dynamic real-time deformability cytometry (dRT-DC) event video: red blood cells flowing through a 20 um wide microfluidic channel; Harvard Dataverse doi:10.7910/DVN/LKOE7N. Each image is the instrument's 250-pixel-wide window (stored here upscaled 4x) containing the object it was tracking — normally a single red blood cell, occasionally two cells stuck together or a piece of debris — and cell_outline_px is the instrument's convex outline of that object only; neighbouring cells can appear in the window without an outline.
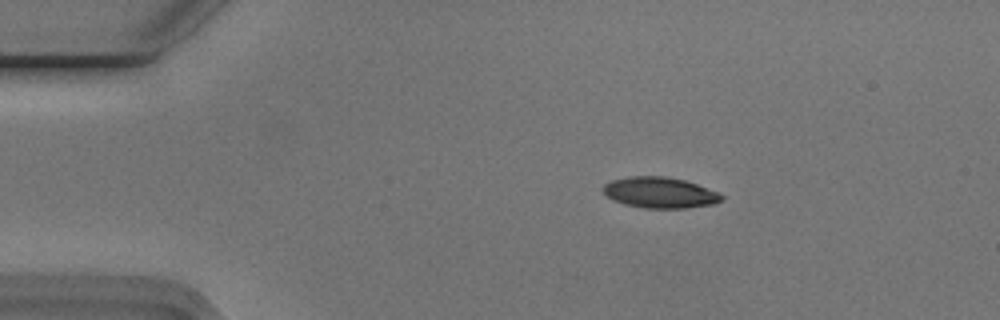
{"species": "Egyptian fruit bat (a non-hibernating species)", "species_latin": "Rousettus aegyptiacus", "temperature_condition": "cold", "stored_images_in_passage": 47, "camera_frame_rate_fps": 3000, "um_per_image_px": 0.085, "animal": {"sex": "male"}, "frame": {"image": 1, "passage_image": 2, "time_ms": 0.333, "image_size_px": [1000, 320], "cell_outline_px": [[724, 196], [720, 200], [712, 204], [684, 208], [644, 208], [624, 204], [612, 200], [600, 188], [604, 184], [612, 180], [628, 176], [664, 176], [684, 180], [720, 192]], "centroid_in_image_um": [56.06, 16.36], "position_along_channel_um": 28.9, "area_um2": 21.33}}
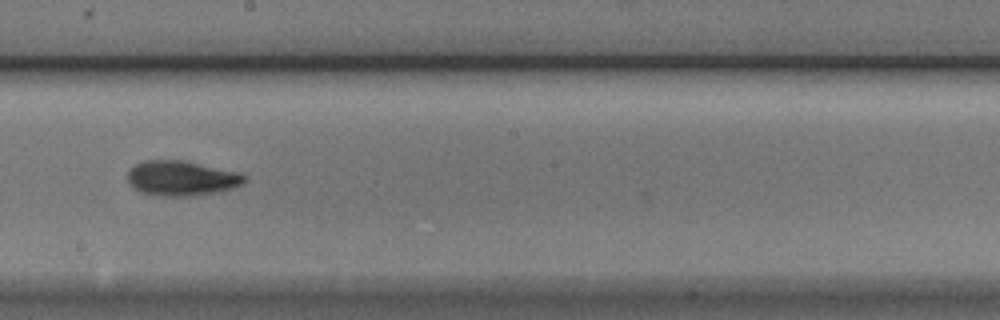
{"frame": {"image": 2, "passage_image": 23, "time_ms": 7.333, "image_size_px": [1000, 320], "cell_outline_px": [[248, 180], [232, 188], [220, 192], [188, 196], [160, 196], [140, 192], [132, 188], [128, 180], [128, 168], [144, 160], [184, 160], [240, 172], [248, 176]], "centroid_in_image_um": [15.44, 15.14], "position_along_channel_um": 232.8, "area_um2": 24.16}}
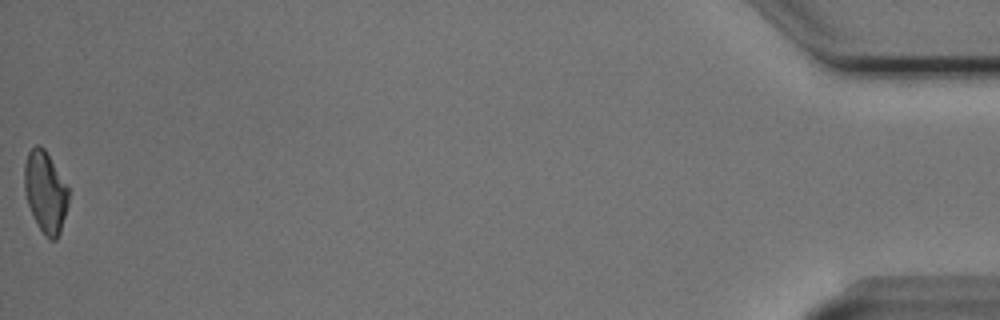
{"frame": {"image": 3, "passage_image": 47, "time_ms": 15.333, "image_size_px": [1000, 320], "cell_outline_px": [[68, 204], [60, 232], [56, 240], [52, 240], [44, 236], [28, 204], [24, 188], [24, 164], [28, 152], [36, 144], [40, 144], [44, 148], [68, 188]], "centroid_in_image_um": [3.85, 16.31], "position_along_channel_um": 431.4, "area_um2": 20.58}, "authors_computed_cell_mechanics": {"area_um2": 22.1374, "velocity_mm_per_s": 3.747, "shape_relaxation_time_tau1_ms": 3.497, "shape_relaxation_time_tau2_ms": 4.5612, "deformation_change_tau1": 0.135, "deformation_change_tau2": 0.107}}